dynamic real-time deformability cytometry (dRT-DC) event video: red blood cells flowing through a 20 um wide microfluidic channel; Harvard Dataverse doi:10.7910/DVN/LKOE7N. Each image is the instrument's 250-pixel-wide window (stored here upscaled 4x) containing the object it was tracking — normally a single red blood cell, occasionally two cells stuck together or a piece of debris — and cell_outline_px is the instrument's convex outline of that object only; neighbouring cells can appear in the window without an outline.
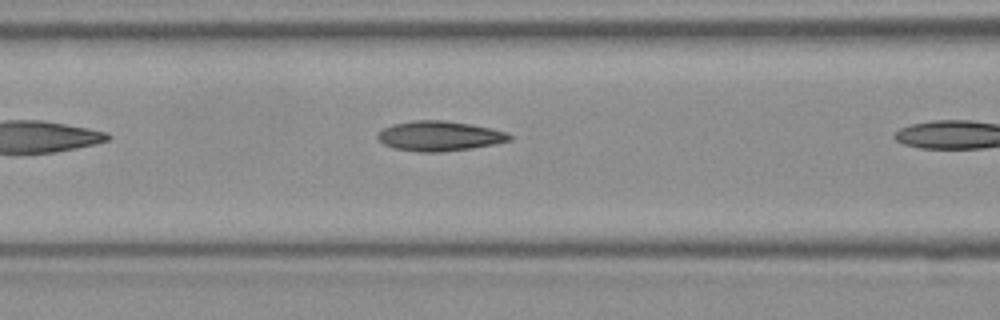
{"species": "Egyptian fruit bat (a non-hibernating species)", "species_latin": "Rousettus aegyptiacus", "temperature_condition": "room temperature", "stored_images_in_passage": 9, "camera_frame_rate_fps": 3000, "um_per_image_px": 0.085, "frame": {"image": 1, "passage_image": 8, "time_ms": 2.333, "image_size_px": [1000, 320], "cell_outline_px": [[512, 140], [472, 148], [440, 152], [420, 152], [392, 148], [384, 144], [376, 136], [384, 128], [392, 124], [412, 120], [444, 120], [492, 128], [508, 132], [512, 136]], "centroid_in_image_um": [37.35, 11.56], "position_along_channel_um": 129.2, "area_um2": 22.95}}